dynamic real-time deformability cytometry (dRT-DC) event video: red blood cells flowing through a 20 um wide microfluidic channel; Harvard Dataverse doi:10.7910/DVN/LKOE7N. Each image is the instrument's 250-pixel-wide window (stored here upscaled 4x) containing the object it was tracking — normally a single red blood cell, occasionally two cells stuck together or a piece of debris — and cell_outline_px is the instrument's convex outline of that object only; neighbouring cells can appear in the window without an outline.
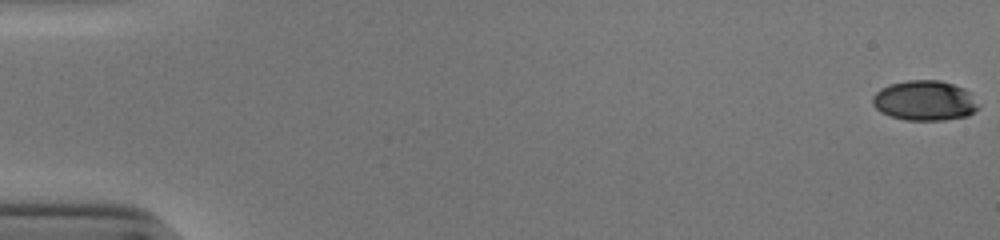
{"species": "human", "species_latin": "Homo sapiens", "temperature_condition": "cold", "stored_images_in_passage": 53, "camera_frame_rate_fps": 3000, "um_per_image_px": 0.085, "donor": {"sex": "male"}, "frame": {"image": 1, "passage_image": 1, "time_ms": 0.0, "image_size_px": [1000, 240], "cell_outline_px": [[980, 108], [968, 116], [944, 120], [904, 120], [888, 116], [880, 112], [872, 104], [872, 96], [880, 88], [888, 84], [908, 80], [940, 80], [964, 88], [980, 104]], "centroid_in_image_um": [78.58, 8.56], "position_along_channel_um": 6.4, "area_um2": 25.03}}
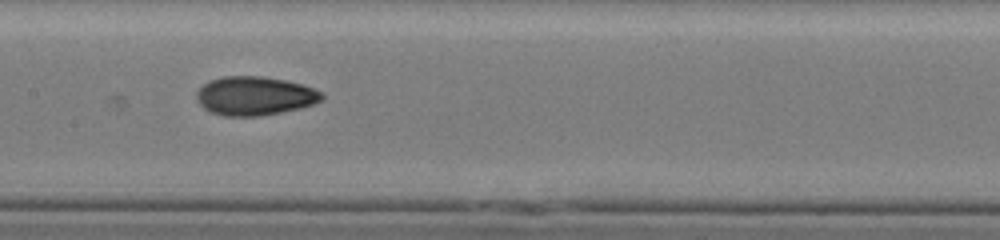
{"frame": {"image": 2, "passage_image": 28, "time_ms": 9.0, "image_size_px": [1000, 240], "cell_outline_px": [[324, 96], [320, 100], [312, 104], [300, 108], [260, 116], [224, 116], [208, 112], [196, 100], [196, 92], [208, 80], [224, 76], [264, 76], [284, 80], [300, 84], [324, 92]], "centroid_in_image_um": [21.61, 8.15], "position_along_channel_um": 185.8, "area_um2": 28.38}}
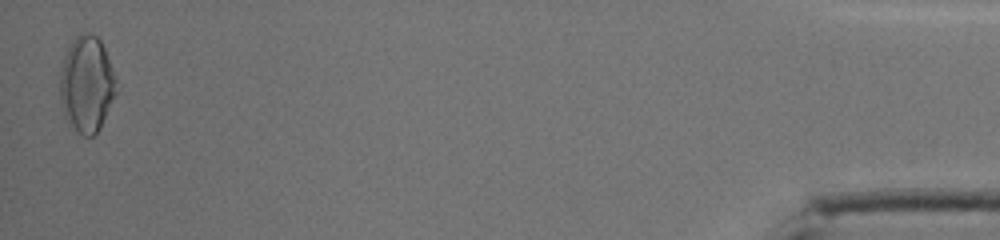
{"frame": {"image": 3, "passage_image": 53, "time_ms": 17.333, "image_size_px": [1000, 240], "cell_outline_px": [[116, 92], [100, 128], [92, 136], [84, 136], [64, 116], [60, 104], [60, 72], [64, 56], [72, 40], [80, 32], [88, 32], [96, 36], [100, 40], [104, 48], [116, 80]], "centroid_in_image_um": [7.35, 7.12], "position_along_channel_um": 427.9, "area_um2": 31.15}, "authors_computed_cell_mechanics": {"area_um2": 26.7614, "velocity_mm_per_s": 3.9416, "shape_relaxation_time_tau1_ms": 4.6923, "shape_relaxation_time_tau2_ms": 1.8176, "deformation_change_tau1": 0.1605, "deformation_change_tau2": 0.0595}}